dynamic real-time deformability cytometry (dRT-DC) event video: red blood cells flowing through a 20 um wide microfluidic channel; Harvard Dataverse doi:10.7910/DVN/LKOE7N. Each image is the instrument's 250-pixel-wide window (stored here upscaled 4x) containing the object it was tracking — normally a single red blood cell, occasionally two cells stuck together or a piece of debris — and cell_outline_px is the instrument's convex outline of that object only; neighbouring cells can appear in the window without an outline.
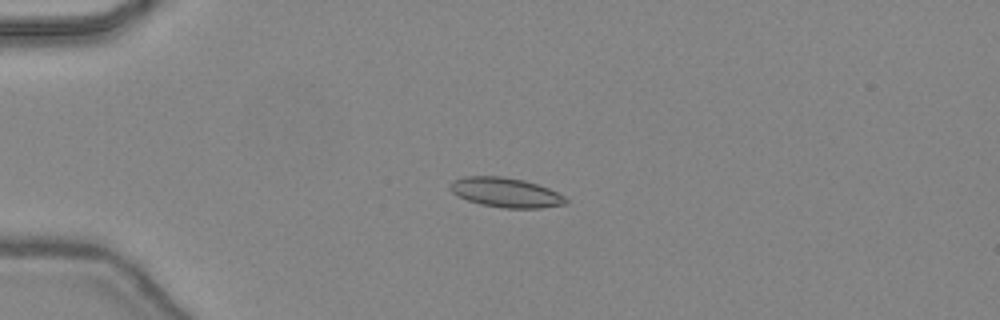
{"species": "common noctule bat (a hibernating species)", "species_latin": "Nyctalus noctula", "temperature_condition": "warm", "stored_images_in_passage": 47, "camera_frame_rate_fps": 3000, "um_per_image_px": 0.085, "animal": {"sex": "female", "body_mass_g": 24.6, "forearm_length_mm": 56.2}, "frame": {"image": 1, "passage_image": 13, "time_ms": 4.0, "image_size_px": [1000, 320], "cell_outline_px": [[568, 200], [564, 204], [540, 208], [504, 208], [480, 204], [468, 200], [452, 192], [448, 188], [448, 184], [452, 180], [464, 176], [500, 176], [524, 180], [548, 188], [564, 196]], "centroid_in_image_um": [42.94, 16.35], "position_along_channel_um": 42.1, "area_um2": 19.88}}
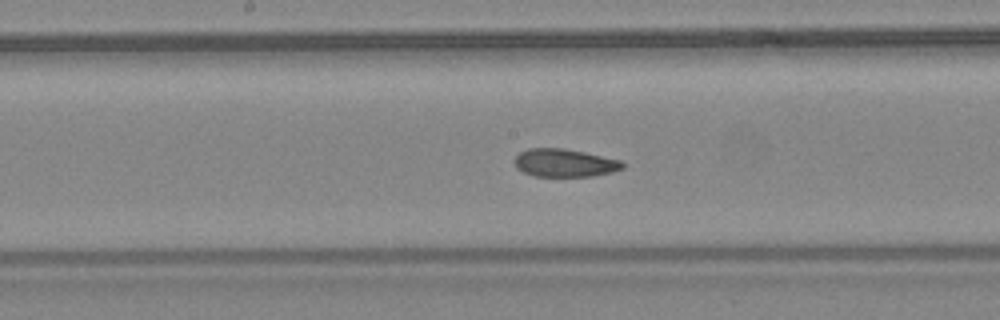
{"frame": {"image": 2, "passage_image": 26, "time_ms": 8.333, "image_size_px": [1000, 320], "cell_outline_px": [[624, 168], [612, 172], [592, 176], [536, 176], [524, 172], [516, 168], [512, 160], [520, 152], [528, 148], [564, 148], [584, 152], [620, 160], [624, 164]], "centroid_in_image_um": [47.96, 13.84], "position_along_channel_um": 200.2, "area_um2": 17.63}}
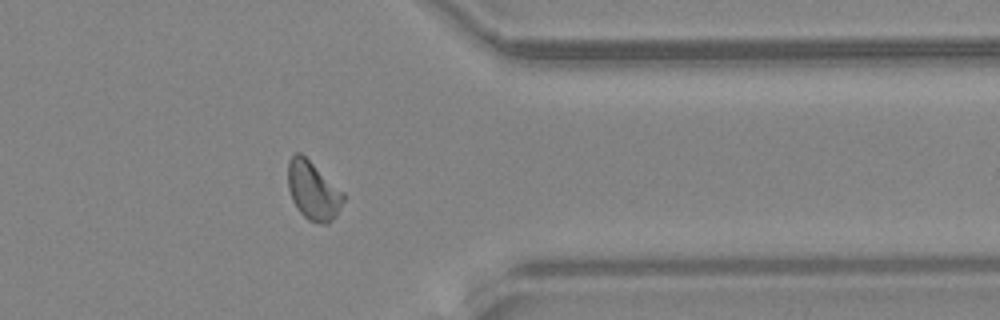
{"frame": {"image": 3, "passage_image": 39, "time_ms": 12.667, "image_size_px": [1000, 320], "cell_outline_px": [[344, 200], [336, 216], [328, 224], [320, 224], [308, 220], [296, 208], [292, 200], [288, 188], [288, 160], [296, 152], [300, 152], [344, 192]], "centroid_in_image_um": [26.61, 16.22], "position_along_channel_um": 384.8, "area_um2": 18.9}, "authors_computed_cell_mechanics": {"area_um2": 18.6694, "velocity_mm_per_s": 4.4622, "shape_relaxation_time_tau1_ms": null, "shape_relaxation_time_tau2_ms": 1.9439, "deformation_change_tau1": null, "deformation_change_tau2": 0.0695}}